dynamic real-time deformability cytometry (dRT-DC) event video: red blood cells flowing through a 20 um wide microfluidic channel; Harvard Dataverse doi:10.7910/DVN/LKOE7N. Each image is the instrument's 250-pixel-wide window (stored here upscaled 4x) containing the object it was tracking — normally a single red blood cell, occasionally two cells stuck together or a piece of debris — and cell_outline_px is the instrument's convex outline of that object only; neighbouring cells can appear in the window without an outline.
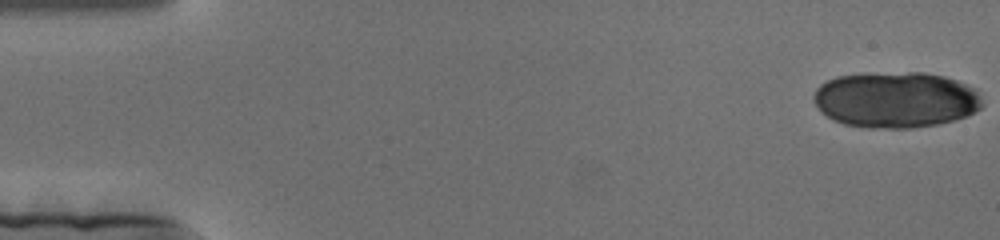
{"species": "human", "species_latin": "Homo sapiens", "temperature_condition": "cold", "stored_images_in_passage": 53, "camera_frame_rate_fps": 3000, "um_per_image_px": 0.085, "donor": {"sex": "female"}, "frame": {"image": 1, "passage_image": 1, "time_ms": 0.0, "image_size_px": [1000, 240], "cell_outline_px": [[984, 104], [980, 108], [968, 116], [936, 124], [912, 128], [868, 128], [844, 124], [832, 120], [820, 112], [812, 100], [812, 96], [816, 88], [820, 84], [836, 76], [908, 72], [924, 72], [944, 76], [956, 80], [972, 88], [980, 96]], "centroid_in_image_um": [76.1, 8.49], "position_along_channel_um": 8.9, "area_um2": 55.08}}